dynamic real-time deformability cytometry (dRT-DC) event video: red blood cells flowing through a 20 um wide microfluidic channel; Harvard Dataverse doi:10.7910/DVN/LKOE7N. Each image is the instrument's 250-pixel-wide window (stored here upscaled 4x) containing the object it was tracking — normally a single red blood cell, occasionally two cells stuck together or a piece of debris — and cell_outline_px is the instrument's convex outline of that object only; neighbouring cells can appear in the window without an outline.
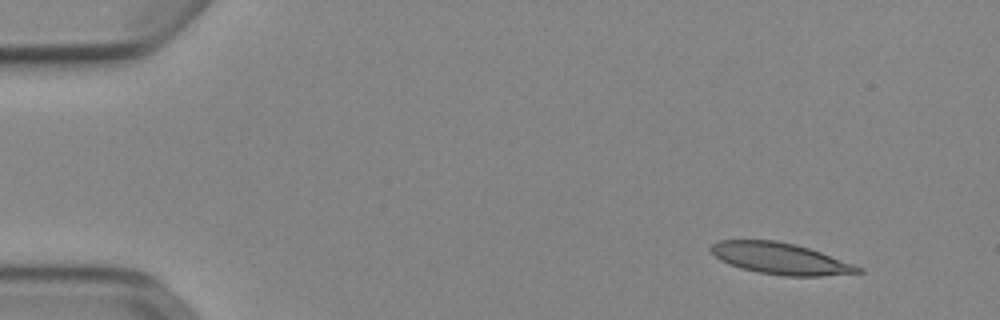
{"species": "Egyptian fruit bat (a non-hibernating species)", "species_latin": "Rousettus aegyptiacus", "temperature_condition": "cold", "stored_images_in_passage": 48, "camera_frame_rate_fps": 3000, "um_per_image_px": 0.085, "animal": {"sex": "female"}, "frame": {"image": 1, "passage_image": 1, "time_ms": 0.0, "image_size_px": [1000, 320], "cell_outline_px": [[864, 272], [824, 276], [784, 276], [760, 272], [740, 268], [728, 264], [720, 260], [708, 248], [712, 244], [720, 240], [776, 240], [796, 244], [820, 252], [864, 268]], "centroid_in_image_um": [66.33, 21.98], "position_along_channel_um": 18.7, "area_um2": 26.88}}
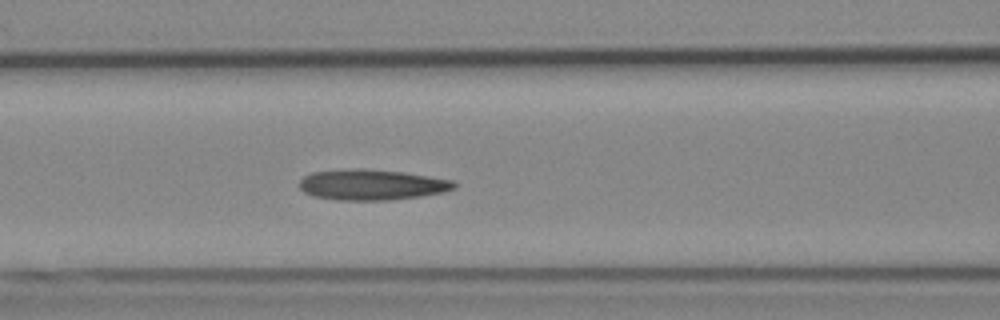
{"frame": {"image": 2, "passage_image": 18, "time_ms": 5.667, "image_size_px": [1000, 320], "cell_outline_px": [[456, 188], [444, 192], [420, 196], [388, 200], [336, 200], [312, 196], [304, 192], [300, 188], [300, 180], [304, 176], [312, 172], [352, 168], [364, 168], [404, 172], [452, 180], [456, 184]], "centroid_in_image_um": [31.58, 15.7], "position_along_channel_um": 135.0, "area_um2": 27.74}}
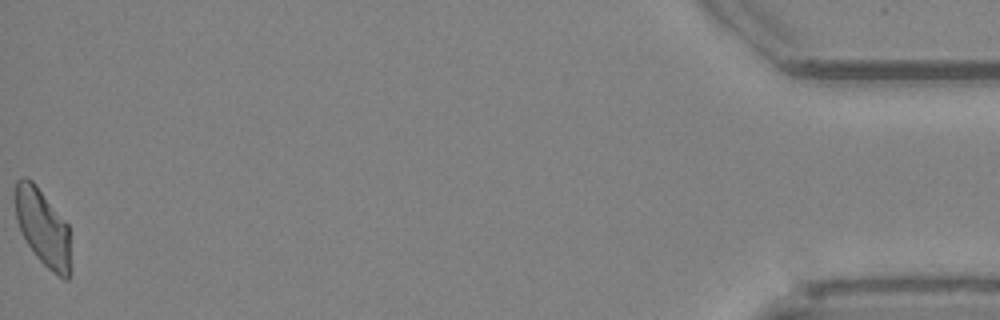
{"frame": {"image": 3, "passage_image": 48, "time_ms": 15.667, "image_size_px": [1000, 320], "cell_outline_px": [[72, 268], [68, 280], [64, 280], [52, 272], [36, 256], [28, 244], [16, 220], [12, 196], [16, 180], [24, 176], [28, 176], [36, 184], [68, 224]], "centroid_in_image_um": [3.63, 19.31], "position_along_channel_um": 431.6, "area_um2": 25.55}, "authors_computed_cell_mechanics": {"area_um2": 26.5591, "velocity_mm_per_s": 3.9018, "shape_relaxation_time_tau1_ms": null, "shape_relaxation_time_tau2_ms": 4.3706, "deformation_change_tau1": null, "deformation_change_tau2": 0.1316}}